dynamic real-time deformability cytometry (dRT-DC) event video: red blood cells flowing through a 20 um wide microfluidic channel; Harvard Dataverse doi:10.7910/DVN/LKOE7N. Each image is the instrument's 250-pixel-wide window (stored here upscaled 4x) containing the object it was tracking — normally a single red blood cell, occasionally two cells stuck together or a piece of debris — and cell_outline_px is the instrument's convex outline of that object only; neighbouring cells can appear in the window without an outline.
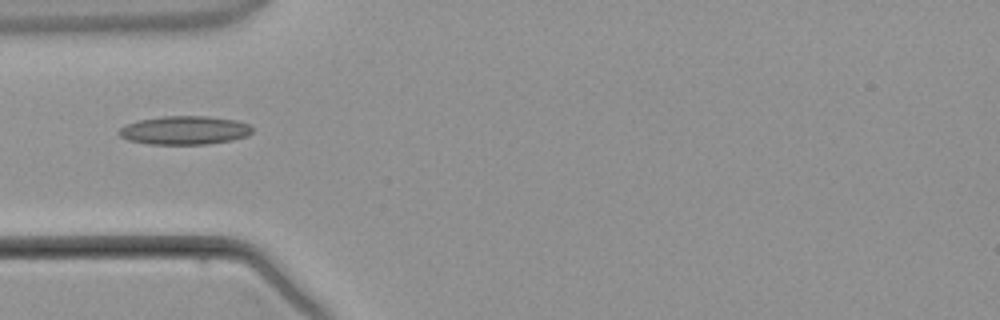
{"species": "common noctule bat (a hibernating species)", "species_latin": "Nyctalus noctula", "temperature_condition": "warm", "stored_images_in_passage": 2, "camera_frame_rate_fps": 3000, "um_per_image_px": 0.085, "animal": {"sex": "male", "body_mass_g": 21.5, "forearm_length_mm": 52.0}, "frame": {"image": 1, "passage_image": 1, "time_ms": 0.0, "image_size_px": [1000, 320], "cell_outline_px": [[252, 132], [248, 136], [232, 140], [208, 144], [148, 144], [128, 140], [120, 136], [116, 132], [120, 128], [136, 120], [164, 116], [208, 116], [236, 120], [248, 124], [252, 128]], "centroid_in_image_um": [15.68, 11.07], "position_along_channel_um": 69.3, "area_um2": 22.31}}